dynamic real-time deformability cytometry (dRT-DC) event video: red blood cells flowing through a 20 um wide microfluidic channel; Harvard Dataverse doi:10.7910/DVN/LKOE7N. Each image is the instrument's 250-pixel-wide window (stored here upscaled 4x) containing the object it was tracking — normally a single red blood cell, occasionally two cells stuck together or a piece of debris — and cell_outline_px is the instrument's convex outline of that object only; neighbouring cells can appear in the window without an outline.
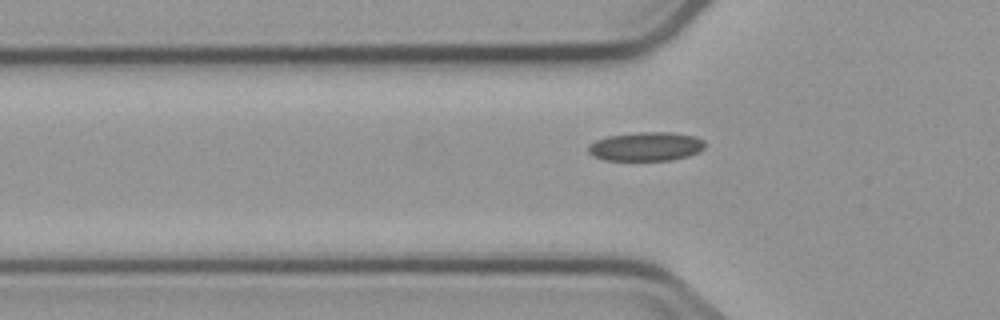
{"species": "common noctule bat (a hibernating species)", "species_latin": "Nyctalus noctula", "temperature_condition": "cold", "stored_images_in_passage": 5, "camera_frame_rate_fps": 3000, "um_per_image_px": 0.085, "animal": {"sex": "male", "body_mass_g": 23.1, "forearm_length_mm": 52.7}, "frame": {"image": 1, "passage_image": 5, "time_ms": 5.667, "image_size_px": [1000, 320], "cell_outline_px": [[704, 148], [688, 156], [672, 160], [604, 160], [592, 156], [588, 152], [588, 144], [596, 140], [608, 136], [636, 132], [668, 132], [692, 136], [704, 140]], "centroid_in_image_um": [54.86, 12.45], "position_along_channel_um": 70.9, "area_um2": 19.59}}